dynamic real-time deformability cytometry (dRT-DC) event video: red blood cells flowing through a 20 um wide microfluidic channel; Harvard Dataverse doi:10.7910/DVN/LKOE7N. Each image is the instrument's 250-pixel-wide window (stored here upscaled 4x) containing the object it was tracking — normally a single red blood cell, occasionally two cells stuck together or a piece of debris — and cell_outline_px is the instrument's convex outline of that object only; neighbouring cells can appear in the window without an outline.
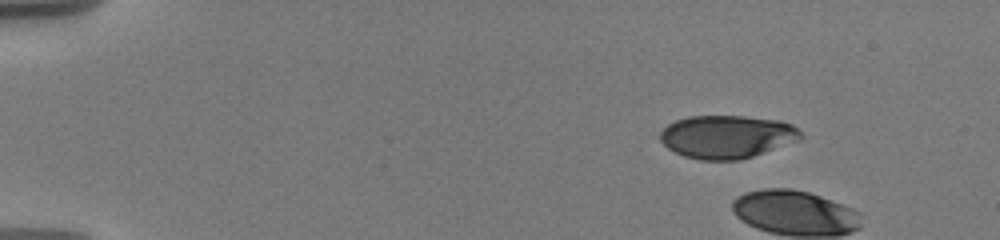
{"species": "human", "species_latin": "Homo sapiens", "temperature_condition": "warm", "stored_images_in_passage": 4, "camera_frame_rate_fps": 3000, "um_per_image_px": 0.085, "donor": {"sex": "male"}, "frame": {"image": 1, "passage_image": 1, "time_ms": 0.0, "image_size_px": [1000, 240], "cell_outline_px": [[804, 136], [800, 140], [752, 156], [736, 160], [700, 160], [684, 156], [668, 148], [660, 140], [660, 132], [668, 124], [676, 120], [688, 116], [744, 116], [780, 120], [792, 124]], "centroid_in_image_um": [61.79, 11.61], "position_along_channel_um": 23.2, "area_um2": 35.2}}